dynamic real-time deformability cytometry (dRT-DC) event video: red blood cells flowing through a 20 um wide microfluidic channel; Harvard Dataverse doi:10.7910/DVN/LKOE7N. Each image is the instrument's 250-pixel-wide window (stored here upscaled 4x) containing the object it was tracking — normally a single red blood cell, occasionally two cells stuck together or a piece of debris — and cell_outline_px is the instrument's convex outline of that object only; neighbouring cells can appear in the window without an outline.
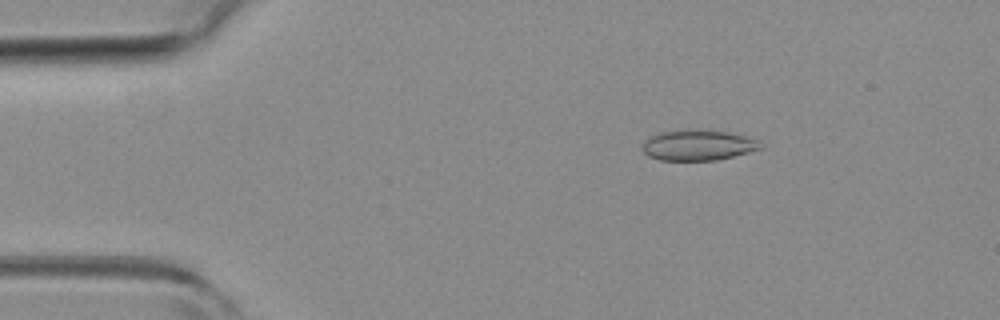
{"species": "common noctule bat (a hibernating species)", "species_latin": "Nyctalus noctula", "temperature_condition": "room temperature", "stored_images_in_passage": 20, "camera_frame_rate_fps": 3000, "um_per_image_px": 0.085, "animal": {"sex": "female", "body_mass_g": 19.3, "forearm_length_mm": 54.1}, "frame": {"image": 1, "passage_image": 3, "time_ms": 0.667, "image_size_px": [1000, 320], "cell_outline_px": [[764, 148], [716, 160], [660, 160], [648, 156], [644, 152], [644, 140], [648, 136], [660, 132], [728, 132], [760, 140], [764, 144]], "centroid_in_image_um": [59.37, 12.38], "position_along_channel_um": 25.6, "area_um2": 20.29}}
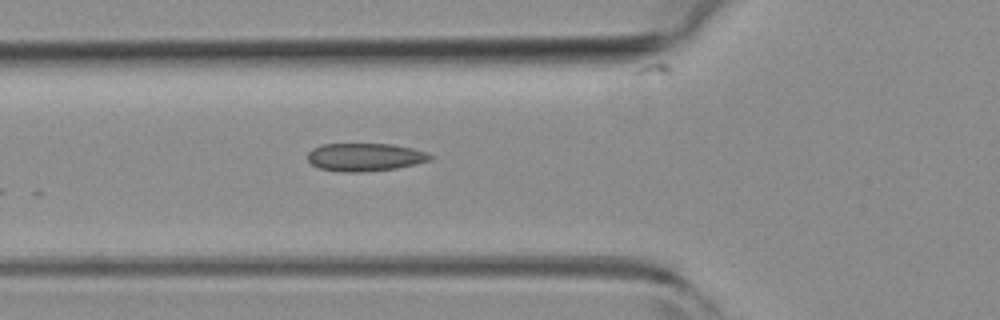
{"frame": {"image": 2, "passage_image": 13, "time_ms": 4.0, "image_size_px": [1000, 320], "cell_outline_px": [[432, 160], [416, 164], [396, 168], [364, 172], [340, 172], [320, 168], [312, 164], [308, 160], [308, 152], [312, 148], [320, 144], [392, 144], [412, 148], [424, 152], [432, 156]], "centroid_in_image_um": [31.0, 13.35], "position_along_channel_um": 94.8, "area_um2": 20.0}}
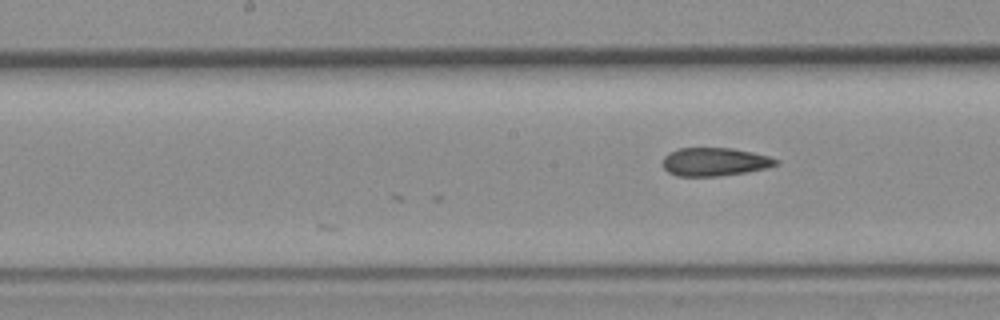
{"frame": {"image": 3, "passage_image": 20, "time_ms": 6.333, "image_size_px": [1000, 320], "cell_outline_px": [[780, 164], [768, 168], [748, 172], [720, 176], [676, 176], [668, 172], [664, 168], [664, 156], [668, 152], [680, 148], [732, 148], [752, 152], [768, 156], [780, 160]], "centroid_in_image_um": [60.79, 13.76], "position_along_channel_um": 187.4, "area_um2": 18.84}}